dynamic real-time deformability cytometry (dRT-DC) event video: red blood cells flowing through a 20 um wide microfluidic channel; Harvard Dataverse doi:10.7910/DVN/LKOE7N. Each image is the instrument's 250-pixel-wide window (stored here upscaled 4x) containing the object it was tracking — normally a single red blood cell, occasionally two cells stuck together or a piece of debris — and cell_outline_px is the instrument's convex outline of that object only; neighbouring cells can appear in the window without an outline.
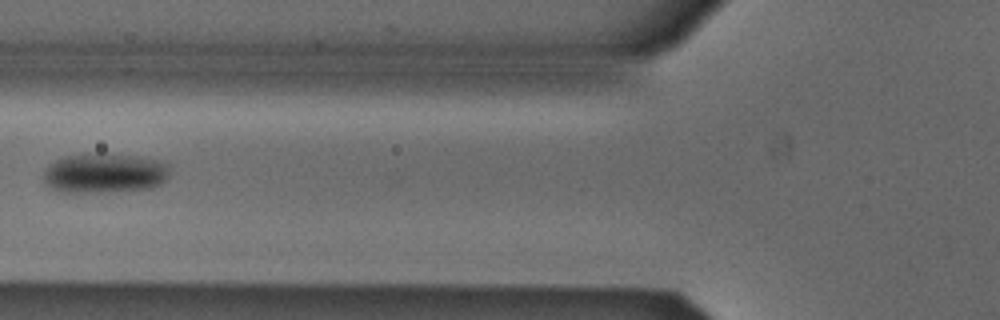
{"species": "Egyptian fruit bat (a non-hibernating species)", "species_latin": "Rousettus aegyptiacus", "temperature_condition": "cold", "stored_images_in_passage": 4, "camera_frame_rate_fps": 3000, "um_per_image_px": 0.085, "animal": {"sex": "male"}, "frame": {"image": 1, "passage_image": 3, "time_ms": 0.667, "image_size_px": [1000, 320], "cell_outline_px": [[168, 176], [160, 184], [152, 188], [96, 192], [64, 192], [52, 188], [44, 184], [44, 172], [48, 164], [64, 156], [96, 152], [104, 152], [140, 156], [160, 160], [168, 164]], "centroid_in_image_um": [8.88, 14.68], "position_along_channel_um": 116.9, "area_um2": 29.65}}
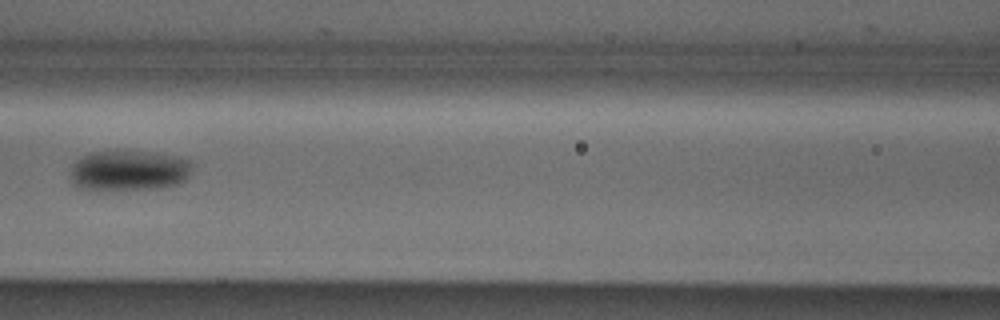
{"frame": {"image": 2, "passage_image": 4, "time_ms": 1.0, "image_size_px": [1000, 320], "cell_outline_px": [[192, 164], [188, 176], [180, 184], [160, 188], [104, 192], [96, 192], [76, 188], [72, 184], [72, 164], [80, 156], [88, 152], [116, 148], [152, 152], [192, 160]], "centroid_in_image_um": [10.87, 14.5], "position_along_channel_um": 155.7, "area_um2": 30.4}}